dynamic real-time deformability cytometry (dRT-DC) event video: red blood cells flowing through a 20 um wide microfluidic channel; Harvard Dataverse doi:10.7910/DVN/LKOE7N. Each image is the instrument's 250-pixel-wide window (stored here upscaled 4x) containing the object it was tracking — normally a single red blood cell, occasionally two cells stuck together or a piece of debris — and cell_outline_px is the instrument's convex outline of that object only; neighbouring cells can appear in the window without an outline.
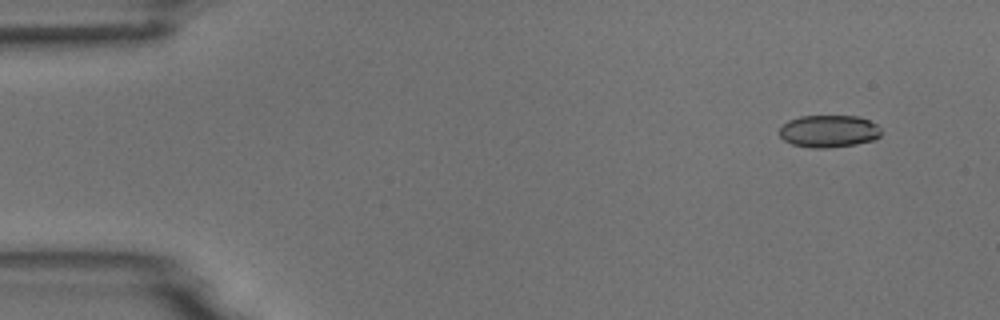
{"species": "common noctule bat (a hibernating species)", "species_latin": "Nyctalus noctula", "temperature_condition": "room temperature", "stored_images_in_passage": 4, "camera_frame_rate_fps": 3000, "um_per_image_px": 0.085, "animal": {"sex": "male", "body_mass_g": 18.8}, "frame": {"image": 1, "passage_image": 1, "time_ms": 0.0, "image_size_px": [1000, 320], "cell_outline_px": [[880, 136], [872, 140], [856, 144], [828, 148], [812, 148], [792, 144], [784, 140], [780, 136], [780, 128], [788, 120], [800, 116], [860, 116], [876, 124], [880, 128]], "centroid_in_image_um": [70.44, 11.15], "position_along_channel_um": 14.6, "area_um2": 19.13}}
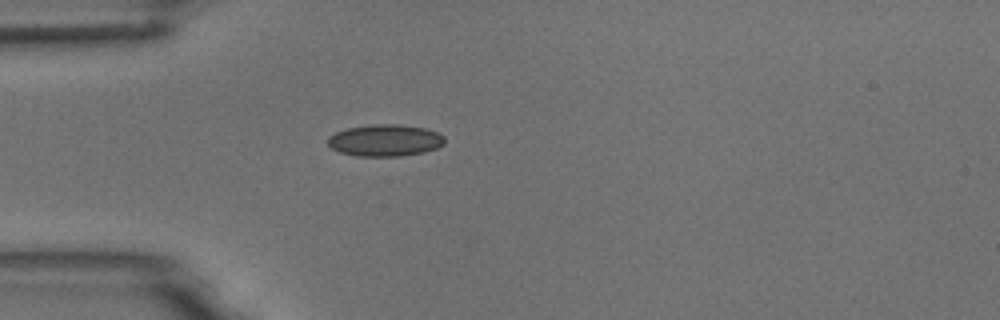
{"frame": {"image": 2, "passage_image": 4, "time_ms": 3.667, "image_size_px": [1000, 320], "cell_outline_px": [[444, 144], [436, 148], [424, 152], [400, 156], [356, 156], [340, 152], [332, 148], [328, 144], [328, 136], [336, 132], [348, 128], [372, 124], [396, 124], [424, 128], [436, 132], [444, 136]], "centroid_in_image_um": [32.72, 11.93], "position_along_channel_um": 52.3, "area_um2": 21.56}}